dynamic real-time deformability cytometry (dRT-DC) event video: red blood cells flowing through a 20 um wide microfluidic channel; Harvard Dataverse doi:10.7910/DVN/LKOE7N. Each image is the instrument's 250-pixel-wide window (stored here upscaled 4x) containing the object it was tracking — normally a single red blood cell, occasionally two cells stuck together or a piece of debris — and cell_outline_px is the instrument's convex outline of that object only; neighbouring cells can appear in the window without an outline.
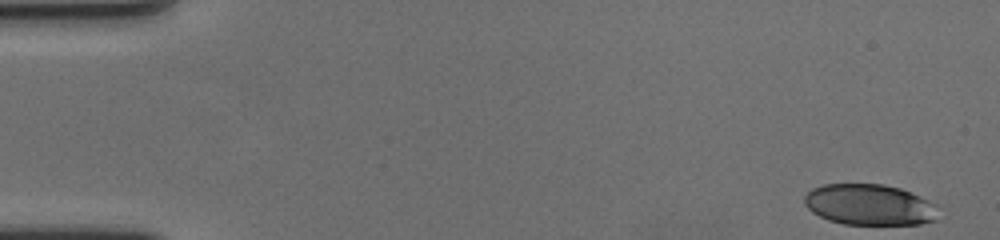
{"species": "human", "species_latin": "Homo sapiens", "temperature_condition": "cold", "stored_images_in_passage": 58, "camera_frame_rate_fps": 3000, "um_per_image_px": 0.085, "donor": {"sex": "female"}, "frame": {"image": 1, "passage_image": 1, "time_ms": 0.0, "image_size_px": [1000, 240], "cell_outline_px": [[936, 220], [920, 224], [844, 224], [828, 220], [812, 212], [804, 204], [804, 196], [812, 188], [824, 184], [884, 184], [900, 188], [928, 200], [936, 204]], "centroid_in_image_um": [73.88, 17.4], "position_along_channel_um": 11.1, "area_um2": 31.91}}
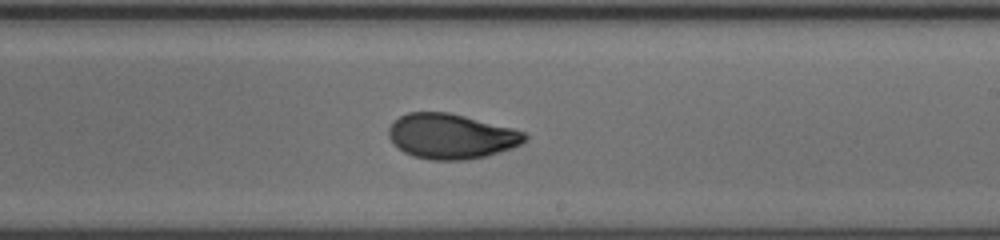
{"frame": {"image": 2, "passage_image": 34, "time_ms": 11.0, "image_size_px": [1000, 240], "cell_outline_px": [[528, 140], [512, 148], [488, 156], [464, 160], [428, 160], [412, 156], [404, 152], [388, 136], [388, 128], [392, 120], [408, 112], [448, 112], [512, 128], [524, 132], [528, 136]], "centroid_in_image_um": [38.34, 11.59], "position_along_channel_um": 250.7, "area_um2": 35.84}}
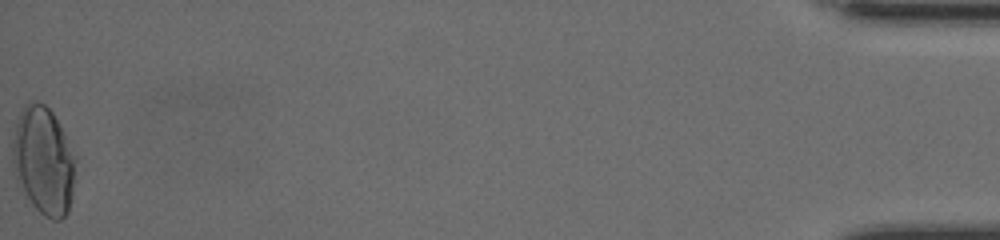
{"frame": {"image": 3, "passage_image": 58, "time_ms": 19.0, "image_size_px": [1000, 240], "cell_outline_px": [[76, 160], [72, 200], [68, 212], [60, 220], [52, 220], [44, 216], [32, 204], [16, 180], [12, 164], [12, 144], [16, 120], [24, 104], [32, 100], [36, 100], [44, 104], [52, 112], [76, 156]], "centroid_in_image_um": [3.69, 13.66], "position_along_channel_um": 431.5, "area_um2": 39.88}, "authors_computed_cell_mechanics": {"area_um2": 35.2291, "velocity_mm_per_s": 3.509, "shape_relaxation_time_tau1_ms": 8.9263, "shape_relaxation_time_tau2_ms": 1.4078, "deformation_change_tau1": 0.2273, "deformation_change_tau2": 0.0589}}